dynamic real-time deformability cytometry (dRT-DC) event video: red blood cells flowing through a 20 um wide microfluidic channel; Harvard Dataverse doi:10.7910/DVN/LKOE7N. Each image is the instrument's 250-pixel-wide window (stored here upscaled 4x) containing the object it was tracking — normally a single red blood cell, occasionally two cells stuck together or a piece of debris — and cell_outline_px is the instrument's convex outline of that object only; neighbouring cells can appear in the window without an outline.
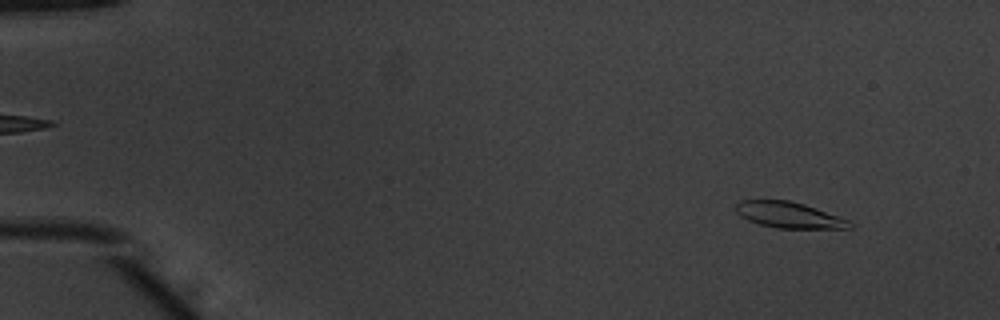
{"species": "common noctule bat (a hibernating species)", "species_latin": "Nyctalus noctula", "temperature_condition": "warm", "stored_images_in_passage": 16, "camera_frame_rate_fps": 3000, "um_per_image_px": 0.085, "animal": {"sex": "male", "body_mass_g": 20.1, "forearm_length_mm": 53.5}, "frame": {"image": 1, "passage_image": 5, "time_ms": 1.333, "image_size_px": [1000, 320], "cell_outline_px": [[852, 228], [776, 228], [760, 224], [748, 220], [740, 216], [736, 212], [736, 204], [740, 200], [788, 200], [804, 204], [840, 216], [848, 220], [852, 224]], "centroid_in_image_um": [67.05, 18.27], "position_along_channel_um": 17.9, "area_um2": 17.17}}